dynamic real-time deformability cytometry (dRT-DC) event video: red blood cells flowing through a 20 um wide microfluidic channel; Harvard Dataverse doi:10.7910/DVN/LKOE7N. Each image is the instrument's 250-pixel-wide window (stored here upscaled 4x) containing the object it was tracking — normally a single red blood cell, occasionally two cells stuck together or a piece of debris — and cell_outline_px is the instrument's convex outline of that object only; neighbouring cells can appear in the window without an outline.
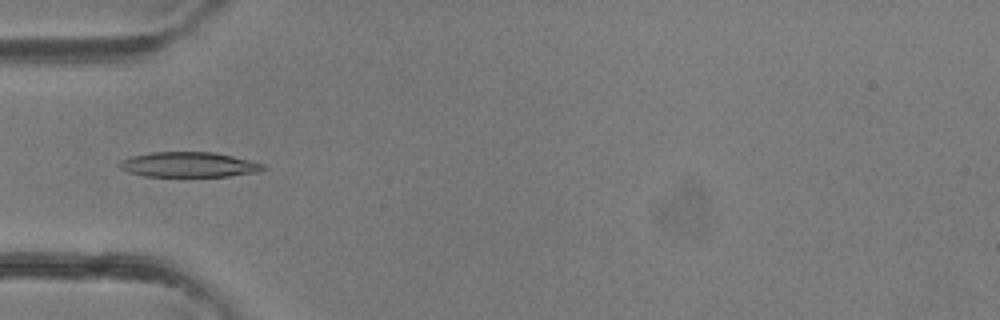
{"species": "common noctule bat (a hibernating species)", "species_latin": "Nyctalus noctula", "temperature_condition": "room temperature", "stored_images_in_passage": 37, "camera_frame_rate_fps": 3000, "um_per_image_px": 0.085, "animal": {"sex": "female"}, "frame": {"image": 1, "passage_image": 12, "time_ms": 3.667, "image_size_px": [1000, 320], "cell_outline_px": [[268, 168], [260, 172], [228, 176], [144, 176], [128, 172], [120, 168], [116, 164], [120, 160], [132, 156], [152, 152], [212, 152], [232, 156], [264, 164]], "centroid_in_image_um": [16.04, 13.99], "position_along_channel_um": 69.0, "area_um2": 21.04}}
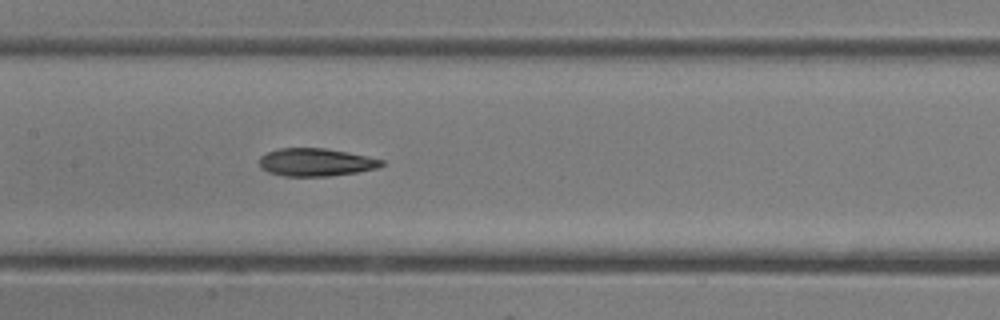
{"frame": {"image": 2, "passage_image": 18, "time_ms": 5.667, "image_size_px": [1000, 320], "cell_outline_px": [[384, 164], [376, 168], [356, 172], [328, 176], [284, 176], [268, 172], [260, 168], [260, 156], [268, 152], [280, 148], [324, 148], [348, 152], [384, 160]], "centroid_in_image_um": [26.83, 13.79], "position_along_channel_um": 180.6, "area_um2": 19.71}}
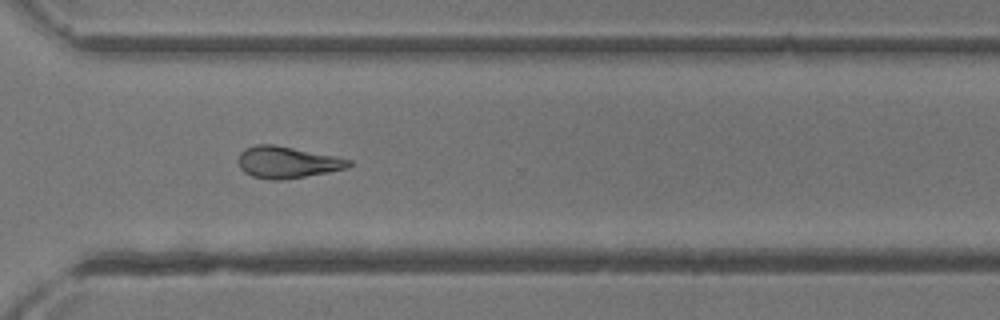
{"frame": {"image": 3, "passage_image": 27, "time_ms": 8.667, "image_size_px": [1000, 320], "cell_outline_px": [[352, 164], [348, 168], [328, 172], [280, 180], [268, 180], [252, 176], [244, 172], [240, 168], [240, 152], [244, 148], [256, 144], [272, 144], [336, 156], [352, 160]], "centroid_in_image_um": [24.42, 13.79], "position_along_channel_um": 346.2, "area_um2": 20.29}}